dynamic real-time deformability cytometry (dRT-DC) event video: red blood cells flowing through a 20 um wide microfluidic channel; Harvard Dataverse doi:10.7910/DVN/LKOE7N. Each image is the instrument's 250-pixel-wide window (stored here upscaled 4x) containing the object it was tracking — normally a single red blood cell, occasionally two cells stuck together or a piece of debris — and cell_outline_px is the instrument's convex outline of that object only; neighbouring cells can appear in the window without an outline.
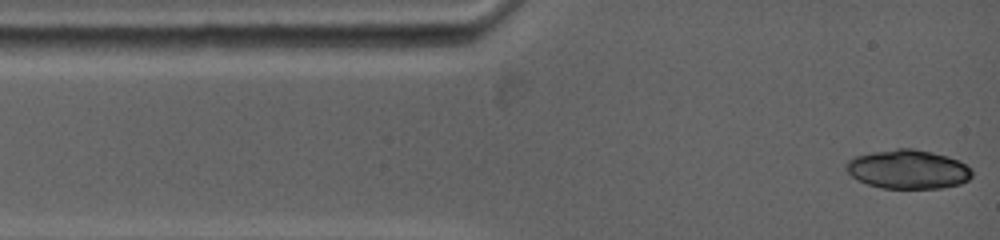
{"species": "common noctule bat (a hibernating species)", "species_latin": "Nyctalus noctula", "temperature_condition": "warm", "stored_images_in_passage": 5, "camera_frame_rate_fps": 5000, "um_per_image_px": 0.085, "animal": {"sex": "female", "body_mass_g": 19.0, "forearm_length_mm": 53.3}, "frame": {"image": 1, "passage_image": 1, "time_ms": 0.0, "image_size_px": [1000, 240], "cell_outline_px": [[972, 176], [968, 180], [960, 184], [940, 188], [880, 188], [868, 184], [852, 176], [844, 168], [848, 160], [856, 156], [896, 148], [912, 148], [932, 152], [948, 156], [960, 160], [972, 168]], "centroid_in_image_um": [77.22, 14.39], "position_along_channel_um": 7.8, "area_um2": 28.61}}